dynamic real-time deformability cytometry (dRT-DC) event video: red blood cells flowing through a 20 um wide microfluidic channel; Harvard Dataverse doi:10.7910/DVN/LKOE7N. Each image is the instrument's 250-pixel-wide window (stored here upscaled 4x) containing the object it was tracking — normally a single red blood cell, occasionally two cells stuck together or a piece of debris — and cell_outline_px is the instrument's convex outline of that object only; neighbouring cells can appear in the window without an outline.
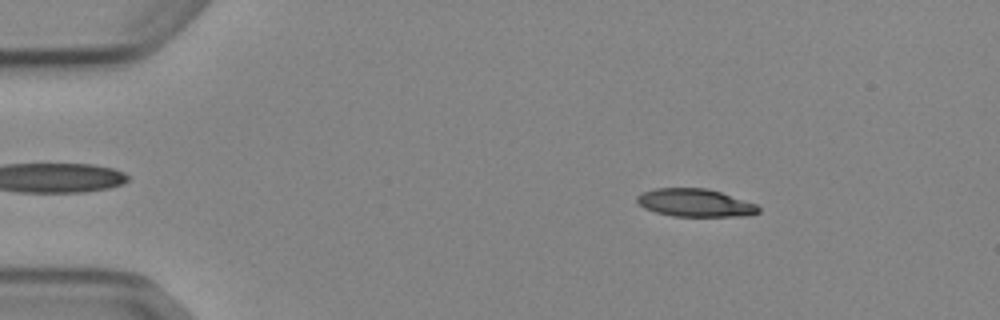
{"species": "Egyptian fruit bat (a non-hibernating species)", "species_latin": "Rousettus aegyptiacus", "temperature_condition": "cold", "stored_images_in_passage": 4, "camera_frame_rate_fps": 3000, "um_per_image_px": 0.085, "animal": {"sex": "female"}, "frame": {"image": 1, "passage_image": 2, "time_ms": 1.0, "image_size_px": [1000, 320], "cell_outline_px": [[760, 212], [748, 216], [672, 216], [656, 212], [644, 208], [636, 200], [636, 196], [644, 192], [656, 188], [708, 188], [756, 204], [760, 208]], "centroid_in_image_um": [59.09, 17.24], "position_along_channel_um": 25.9, "area_um2": 19.65}}
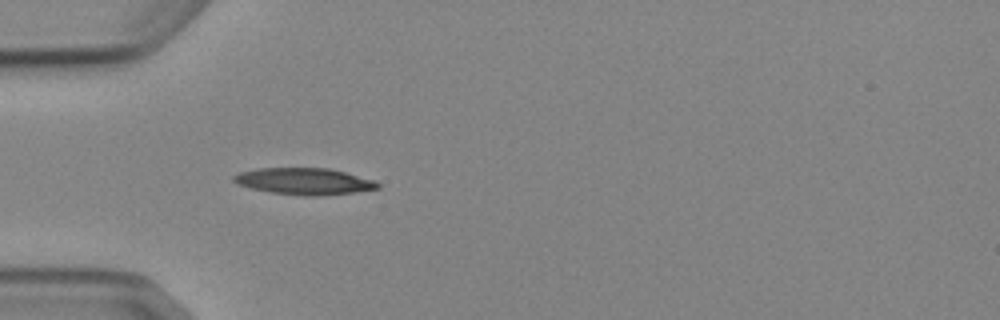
{"frame": {"image": 2, "passage_image": 4, "time_ms": 3.667, "image_size_px": [1000, 320], "cell_outline_px": [[380, 188], [352, 192], [316, 196], [304, 196], [272, 192], [252, 188], [236, 184], [232, 180], [232, 176], [240, 172], [260, 168], [328, 168], [376, 180], [380, 184]], "centroid_in_image_um": [25.85, 15.4], "position_along_channel_um": 59.1, "area_um2": 22.2}}